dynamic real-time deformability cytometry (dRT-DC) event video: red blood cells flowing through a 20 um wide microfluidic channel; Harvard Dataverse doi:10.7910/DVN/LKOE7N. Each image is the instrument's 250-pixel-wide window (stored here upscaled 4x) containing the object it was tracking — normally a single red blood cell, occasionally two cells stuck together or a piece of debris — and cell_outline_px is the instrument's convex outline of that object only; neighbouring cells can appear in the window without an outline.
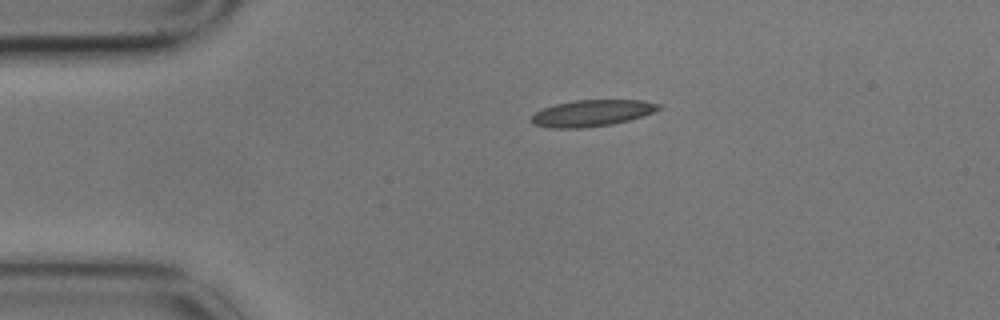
{"species": "common noctule bat (a hibernating species)", "species_latin": "Nyctalus noctula", "temperature_condition": "cold", "stored_images_in_passage": 2, "camera_frame_rate_fps": 3000, "um_per_image_px": 0.085, "animal": {"sex": "male", "body_mass_g": 17.9}, "frame": {"image": 1, "passage_image": 1, "time_ms": 0.0, "image_size_px": [1000, 320], "cell_outline_px": [[664, 108], [628, 120], [612, 124], [580, 128], [548, 128], [532, 124], [532, 116], [536, 112], [544, 108], [556, 104], [576, 100], [644, 100], [660, 104]], "centroid_in_image_um": [50.32, 9.61], "position_along_channel_um": 34.7, "area_um2": 19.48}}